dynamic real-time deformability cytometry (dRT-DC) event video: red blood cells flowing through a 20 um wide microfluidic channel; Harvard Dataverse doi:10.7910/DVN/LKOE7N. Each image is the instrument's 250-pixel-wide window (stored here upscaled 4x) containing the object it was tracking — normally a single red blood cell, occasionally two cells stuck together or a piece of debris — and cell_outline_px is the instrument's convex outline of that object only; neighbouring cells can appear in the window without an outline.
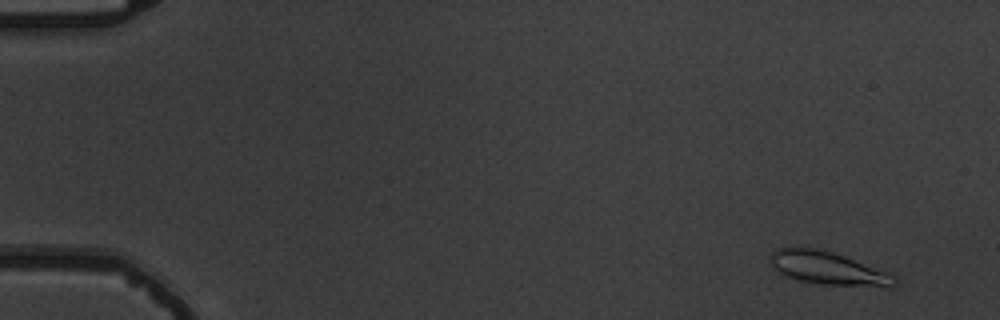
{"species": "common noctule bat (a hibernating species)", "species_latin": "Nyctalus noctula", "temperature_condition": "warm", "stored_images_in_passage": 7, "camera_frame_rate_fps": 3000, "um_per_image_px": 0.085, "animal": {"sex": "male", "body_mass_g": 19.5, "forearm_length_mm": 54.6}, "frame": {"image": 1, "passage_image": 2, "time_ms": 1.0, "image_size_px": [1000, 320], "cell_outline_px": [[896, 284], [888, 288], [824, 284], [800, 280], [784, 276], [768, 260], [768, 256], [776, 248], [816, 248], [832, 252], [892, 272], [896, 276]], "centroid_in_image_um": [70.46, 22.81], "position_along_channel_um": 14.5, "area_um2": 24.16}}